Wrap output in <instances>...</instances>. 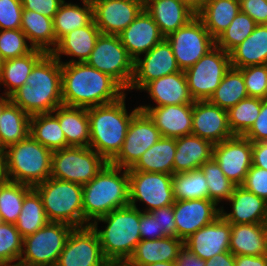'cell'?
Instances as JSON below:
<instances>
[{
	"label": "cell",
	"mask_w": 267,
	"mask_h": 266,
	"mask_svg": "<svg viewBox=\"0 0 267 266\" xmlns=\"http://www.w3.org/2000/svg\"><path fill=\"white\" fill-rule=\"evenodd\" d=\"M63 105L90 108L113 103L125 89L110 75L85 62L61 63Z\"/></svg>",
	"instance_id": "cell-1"
},
{
	"label": "cell",
	"mask_w": 267,
	"mask_h": 266,
	"mask_svg": "<svg viewBox=\"0 0 267 266\" xmlns=\"http://www.w3.org/2000/svg\"><path fill=\"white\" fill-rule=\"evenodd\" d=\"M10 100L30 116L51 113L63 105L59 60L46 53L32 68L26 83L10 96Z\"/></svg>",
	"instance_id": "cell-2"
},
{
	"label": "cell",
	"mask_w": 267,
	"mask_h": 266,
	"mask_svg": "<svg viewBox=\"0 0 267 266\" xmlns=\"http://www.w3.org/2000/svg\"><path fill=\"white\" fill-rule=\"evenodd\" d=\"M125 98L126 94L113 103L88 108L89 147L109 163L120 152L131 119L139 111L136 107L128 113Z\"/></svg>",
	"instance_id": "cell-3"
},
{
	"label": "cell",
	"mask_w": 267,
	"mask_h": 266,
	"mask_svg": "<svg viewBox=\"0 0 267 266\" xmlns=\"http://www.w3.org/2000/svg\"><path fill=\"white\" fill-rule=\"evenodd\" d=\"M140 217L141 210L127 205L90 224L96 231L103 255L110 264H125L133 255L141 241ZM98 222L106 223L105 229L99 230Z\"/></svg>",
	"instance_id": "cell-4"
},
{
	"label": "cell",
	"mask_w": 267,
	"mask_h": 266,
	"mask_svg": "<svg viewBox=\"0 0 267 266\" xmlns=\"http://www.w3.org/2000/svg\"><path fill=\"white\" fill-rule=\"evenodd\" d=\"M122 170L108 162L94 179L82 186L83 217L89 225L111 211L129 205L128 169Z\"/></svg>",
	"instance_id": "cell-5"
},
{
	"label": "cell",
	"mask_w": 267,
	"mask_h": 266,
	"mask_svg": "<svg viewBox=\"0 0 267 266\" xmlns=\"http://www.w3.org/2000/svg\"><path fill=\"white\" fill-rule=\"evenodd\" d=\"M3 152L6 180L34 187L50 178L52 151L30 134Z\"/></svg>",
	"instance_id": "cell-6"
},
{
	"label": "cell",
	"mask_w": 267,
	"mask_h": 266,
	"mask_svg": "<svg viewBox=\"0 0 267 266\" xmlns=\"http://www.w3.org/2000/svg\"><path fill=\"white\" fill-rule=\"evenodd\" d=\"M33 188L41 197L49 221L74 228L89 225L83 217L82 185L50 177Z\"/></svg>",
	"instance_id": "cell-7"
},
{
	"label": "cell",
	"mask_w": 267,
	"mask_h": 266,
	"mask_svg": "<svg viewBox=\"0 0 267 266\" xmlns=\"http://www.w3.org/2000/svg\"><path fill=\"white\" fill-rule=\"evenodd\" d=\"M73 228L65 223L49 221L35 233L24 237L22 254L15 266H55Z\"/></svg>",
	"instance_id": "cell-8"
},
{
	"label": "cell",
	"mask_w": 267,
	"mask_h": 266,
	"mask_svg": "<svg viewBox=\"0 0 267 266\" xmlns=\"http://www.w3.org/2000/svg\"><path fill=\"white\" fill-rule=\"evenodd\" d=\"M107 163L90 147L69 146L52 152L50 177L83 186L94 179Z\"/></svg>",
	"instance_id": "cell-9"
},
{
	"label": "cell",
	"mask_w": 267,
	"mask_h": 266,
	"mask_svg": "<svg viewBox=\"0 0 267 266\" xmlns=\"http://www.w3.org/2000/svg\"><path fill=\"white\" fill-rule=\"evenodd\" d=\"M85 63L110 75L128 91L133 78L134 60L122 45L119 35L100 33Z\"/></svg>",
	"instance_id": "cell-10"
},
{
	"label": "cell",
	"mask_w": 267,
	"mask_h": 266,
	"mask_svg": "<svg viewBox=\"0 0 267 266\" xmlns=\"http://www.w3.org/2000/svg\"><path fill=\"white\" fill-rule=\"evenodd\" d=\"M230 68V54L215 45L192 67L185 70L193 100H209Z\"/></svg>",
	"instance_id": "cell-11"
},
{
	"label": "cell",
	"mask_w": 267,
	"mask_h": 266,
	"mask_svg": "<svg viewBox=\"0 0 267 266\" xmlns=\"http://www.w3.org/2000/svg\"><path fill=\"white\" fill-rule=\"evenodd\" d=\"M181 71L192 67L215 46L202 20L195 16L186 25L166 37Z\"/></svg>",
	"instance_id": "cell-12"
},
{
	"label": "cell",
	"mask_w": 267,
	"mask_h": 266,
	"mask_svg": "<svg viewBox=\"0 0 267 266\" xmlns=\"http://www.w3.org/2000/svg\"><path fill=\"white\" fill-rule=\"evenodd\" d=\"M129 205L137 207L136 202H145V212L174 204L172 176L170 174L128 171Z\"/></svg>",
	"instance_id": "cell-13"
},
{
	"label": "cell",
	"mask_w": 267,
	"mask_h": 266,
	"mask_svg": "<svg viewBox=\"0 0 267 266\" xmlns=\"http://www.w3.org/2000/svg\"><path fill=\"white\" fill-rule=\"evenodd\" d=\"M91 225L73 228L55 266H109Z\"/></svg>",
	"instance_id": "cell-14"
},
{
	"label": "cell",
	"mask_w": 267,
	"mask_h": 266,
	"mask_svg": "<svg viewBox=\"0 0 267 266\" xmlns=\"http://www.w3.org/2000/svg\"><path fill=\"white\" fill-rule=\"evenodd\" d=\"M161 137L159 129L149 116L139 110L131 119L120 152L110 163L123 169H130Z\"/></svg>",
	"instance_id": "cell-15"
},
{
	"label": "cell",
	"mask_w": 267,
	"mask_h": 266,
	"mask_svg": "<svg viewBox=\"0 0 267 266\" xmlns=\"http://www.w3.org/2000/svg\"><path fill=\"white\" fill-rule=\"evenodd\" d=\"M212 158L224 175L236 186H240L252 166V142L244 136L234 135L214 144Z\"/></svg>",
	"instance_id": "cell-16"
},
{
	"label": "cell",
	"mask_w": 267,
	"mask_h": 266,
	"mask_svg": "<svg viewBox=\"0 0 267 266\" xmlns=\"http://www.w3.org/2000/svg\"><path fill=\"white\" fill-rule=\"evenodd\" d=\"M179 71L172 47L164 38L144 55V59L139 57L134 61L133 78L128 90H141L147 83Z\"/></svg>",
	"instance_id": "cell-17"
},
{
	"label": "cell",
	"mask_w": 267,
	"mask_h": 266,
	"mask_svg": "<svg viewBox=\"0 0 267 266\" xmlns=\"http://www.w3.org/2000/svg\"><path fill=\"white\" fill-rule=\"evenodd\" d=\"M93 20L102 34L119 35L144 9L141 0H91Z\"/></svg>",
	"instance_id": "cell-18"
},
{
	"label": "cell",
	"mask_w": 267,
	"mask_h": 266,
	"mask_svg": "<svg viewBox=\"0 0 267 266\" xmlns=\"http://www.w3.org/2000/svg\"><path fill=\"white\" fill-rule=\"evenodd\" d=\"M173 212L177 238L184 241L220 216L221 208L210 199L175 200Z\"/></svg>",
	"instance_id": "cell-19"
},
{
	"label": "cell",
	"mask_w": 267,
	"mask_h": 266,
	"mask_svg": "<svg viewBox=\"0 0 267 266\" xmlns=\"http://www.w3.org/2000/svg\"><path fill=\"white\" fill-rule=\"evenodd\" d=\"M200 138L220 143L234 136L228 124V113L209 100L194 101L192 133Z\"/></svg>",
	"instance_id": "cell-20"
},
{
	"label": "cell",
	"mask_w": 267,
	"mask_h": 266,
	"mask_svg": "<svg viewBox=\"0 0 267 266\" xmlns=\"http://www.w3.org/2000/svg\"><path fill=\"white\" fill-rule=\"evenodd\" d=\"M231 224L221 215L184 240V246L199 258L208 260L230 251Z\"/></svg>",
	"instance_id": "cell-21"
},
{
	"label": "cell",
	"mask_w": 267,
	"mask_h": 266,
	"mask_svg": "<svg viewBox=\"0 0 267 266\" xmlns=\"http://www.w3.org/2000/svg\"><path fill=\"white\" fill-rule=\"evenodd\" d=\"M159 129L162 137L178 138L192 133L193 104L139 106Z\"/></svg>",
	"instance_id": "cell-22"
},
{
	"label": "cell",
	"mask_w": 267,
	"mask_h": 266,
	"mask_svg": "<svg viewBox=\"0 0 267 266\" xmlns=\"http://www.w3.org/2000/svg\"><path fill=\"white\" fill-rule=\"evenodd\" d=\"M119 37L130 57L135 61L149 52L165 37L160 32L152 16L144 8L134 21L124 29Z\"/></svg>",
	"instance_id": "cell-23"
},
{
	"label": "cell",
	"mask_w": 267,
	"mask_h": 266,
	"mask_svg": "<svg viewBox=\"0 0 267 266\" xmlns=\"http://www.w3.org/2000/svg\"><path fill=\"white\" fill-rule=\"evenodd\" d=\"M228 202L232 211L227 213L221 206L220 214L230 224L267 223V202L243 186L235 187Z\"/></svg>",
	"instance_id": "cell-24"
},
{
	"label": "cell",
	"mask_w": 267,
	"mask_h": 266,
	"mask_svg": "<svg viewBox=\"0 0 267 266\" xmlns=\"http://www.w3.org/2000/svg\"><path fill=\"white\" fill-rule=\"evenodd\" d=\"M99 35L100 30L96 26L94 20H92L88 25L77 28L61 37L56 47L50 53L59 60L60 63L86 62L94 49ZM61 55H69L78 59L71 58L72 60L70 59L69 62H62Z\"/></svg>",
	"instance_id": "cell-25"
},
{
	"label": "cell",
	"mask_w": 267,
	"mask_h": 266,
	"mask_svg": "<svg viewBox=\"0 0 267 266\" xmlns=\"http://www.w3.org/2000/svg\"><path fill=\"white\" fill-rule=\"evenodd\" d=\"M147 91L157 106L193 104L184 71L166 75L147 83L141 91Z\"/></svg>",
	"instance_id": "cell-26"
},
{
	"label": "cell",
	"mask_w": 267,
	"mask_h": 266,
	"mask_svg": "<svg viewBox=\"0 0 267 266\" xmlns=\"http://www.w3.org/2000/svg\"><path fill=\"white\" fill-rule=\"evenodd\" d=\"M213 147L211 141L193 134L176 138L173 174L200 169L203 163L212 159Z\"/></svg>",
	"instance_id": "cell-27"
},
{
	"label": "cell",
	"mask_w": 267,
	"mask_h": 266,
	"mask_svg": "<svg viewBox=\"0 0 267 266\" xmlns=\"http://www.w3.org/2000/svg\"><path fill=\"white\" fill-rule=\"evenodd\" d=\"M144 8L165 38L196 16L182 0H148Z\"/></svg>",
	"instance_id": "cell-28"
},
{
	"label": "cell",
	"mask_w": 267,
	"mask_h": 266,
	"mask_svg": "<svg viewBox=\"0 0 267 266\" xmlns=\"http://www.w3.org/2000/svg\"><path fill=\"white\" fill-rule=\"evenodd\" d=\"M184 241L177 237L141 240L126 266H146L157 262H175Z\"/></svg>",
	"instance_id": "cell-29"
},
{
	"label": "cell",
	"mask_w": 267,
	"mask_h": 266,
	"mask_svg": "<svg viewBox=\"0 0 267 266\" xmlns=\"http://www.w3.org/2000/svg\"><path fill=\"white\" fill-rule=\"evenodd\" d=\"M229 247L235 256L267 255V223L231 224Z\"/></svg>",
	"instance_id": "cell-30"
},
{
	"label": "cell",
	"mask_w": 267,
	"mask_h": 266,
	"mask_svg": "<svg viewBox=\"0 0 267 266\" xmlns=\"http://www.w3.org/2000/svg\"><path fill=\"white\" fill-rule=\"evenodd\" d=\"M52 113L59 120L68 146L89 147L88 108L60 105Z\"/></svg>",
	"instance_id": "cell-31"
},
{
	"label": "cell",
	"mask_w": 267,
	"mask_h": 266,
	"mask_svg": "<svg viewBox=\"0 0 267 266\" xmlns=\"http://www.w3.org/2000/svg\"><path fill=\"white\" fill-rule=\"evenodd\" d=\"M229 54L231 67L237 69L267 64V24L257 25Z\"/></svg>",
	"instance_id": "cell-32"
},
{
	"label": "cell",
	"mask_w": 267,
	"mask_h": 266,
	"mask_svg": "<svg viewBox=\"0 0 267 266\" xmlns=\"http://www.w3.org/2000/svg\"><path fill=\"white\" fill-rule=\"evenodd\" d=\"M176 138L161 137L147 149L128 171H145L173 175Z\"/></svg>",
	"instance_id": "cell-33"
},
{
	"label": "cell",
	"mask_w": 267,
	"mask_h": 266,
	"mask_svg": "<svg viewBox=\"0 0 267 266\" xmlns=\"http://www.w3.org/2000/svg\"><path fill=\"white\" fill-rule=\"evenodd\" d=\"M45 54V51L34 48L29 54L3 61L0 67V84L6 87L3 95L10 97L23 86L34 65Z\"/></svg>",
	"instance_id": "cell-34"
},
{
	"label": "cell",
	"mask_w": 267,
	"mask_h": 266,
	"mask_svg": "<svg viewBox=\"0 0 267 266\" xmlns=\"http://www.w3.org/2000/svg\"><path fill=\"white\" fill-rule=\"evenodd\" d=\"M20 29L35 49L50 53L57 45L52 18L23 9Z\"/></svg>",
	"instance_id": "cell-35"
},
{
	"label": "cell",
	"mask_w": 267,
	"mask_h": 266,
	"mask_svg": "<svg viewBox=\"0 0 267 266\" xmlns=\"http://www.w3.org/2000/svg\"><path fill=\"white\" fill-rule=\"evenodd\" d=\"M30 115L10 101L0 116V150L24 140L29 135Z\"/></svg>",
	"instance_id": "cell-36"
},
{
	"label": "cell",
	"mask_w": 267,
	"mask_h": 266,
	"mask_svg": "<svg viewBox=\"0 0 267 266\" xmlns=\"http://www.w3.org/2000/svg\"><path fill=\"white\" fill-rule=\"evenodd\" d=\"M240 11L239 0H209L197 15L209 34L216 39Z\"/></svg>",
	"instance_id": "cell-37"
},
{
	"label": "cell",
	"mask_w": 267,
	"mask_h": 266,
	"mask_svg": "<svg viewBox=\"0 0 267 266\" xmlns=\"http://www.w3.org/2000/svg\"><path fill=\"white\" fill-rule=\"evenodd\" d=\"M83 6L65 2L60 4L54 15L53 24L56 40L67 33L88 25L93 20V5L91 0H82Z\"/></svg>",
	"instance_id": "cell-38"
},
{
	"label": "cell",
	"mask_w": 267,
	"mask_h": 266,
	"mask_svg": "<svg viewBox=\"0 0 267 266\" xmlns=\"http://www.w3.org/2000/svg\"><path fill=\"white\" fill-rule=\"evenodd\" d=\"M29 134L52 152L69 147L59 120L52 112L31 115Z\"/></svg>",
	"instance_id": "cell-39"
},
{
	"label": "cell",
	"mask_w": 267,
	"mask_h": 266,
	"mask_svg": "<svg viewBox=\"0 0 267 266\" xmlns=\"http://www.w3.org/2000/svg\"><path fill=\"white\" fill-rule=\"evenodd\" d=\"M249 97L244 77L240 69L231 67L225 74L209 101L218 107L229 110L239 101Z\"/></svg>",
	"instance_id": "cell-40"
},
{
	"label": "cell",
	"mask_w": 267,
	"mask_h": 266,
	"mask_svg": "<svg viewBox=\"0 0 267 266\" xmlns=\"http://www.w3.org/2000/svg\"><path fill=\"white\" fill-rule=\"evenodd\" d=\"M49 222L41 197L32 188L24 197L22 210L15 223L16 229L24 238L44 227Z\"/></svg>",
	"instance_id": "cell-41"
},
{
	"label": "cell",
	"mask_w": 267,
	"mask_h": 266,
	"mask_svg": "<svg viewBox=\"0 0 267 266\" xmlns=\"http://www.w3.org/2000/svg\"><path fill=\"white\" fill-rule=\"evenodd\" d=\"M32 188L9 180L0 183V216L3 223L15 224L17 222L24 197Z\"/></svg>",
	"instance_id": "cell-42"
},
{
	"label": "cell",
	"mask_w": 267,
	"mask_h": 266,
	"mask_svg": "<svg viewBox=\"0 0 267 266\" xmlns=\"http://www.w3.org/2000/svg\"><path fill=\"white\" fill-rule=\"evenodd\" d=\"M172 186L175 200L209 199L207 180L201 169L173 174Z\"/></svg>",
	"instance_id": "cell-43"
},
{
	"label": "cell",
	"mask_w": 267,
	"mask_h": 266,
	"mask_svg": "<svg viewBox=\"0 0 267 266\" xmlns=\"http://www.w3.org/2000/svg\"><path fill=\"white\" fill-rule=\"evenodd\" d=\"M261 110V98L247 97L230 108L228 124L233 135L243 136L256 121Z\"/></svg>",
	"instance_id": "cell-44"
},
{
	"label": "cell",
	"mask_w": 267,
	"mask_h": 266,
	"mask_svg": "<svg viewBox=\"0 0 267 266\" xmlns=\"http://www.w3.org/2000/svg\"><path fill=\"white\" fill-rule=\"evenodd\" d=\"M207 180L209 199L217 206L222 201H228L233 194L236 185L229 180L221 167L212 158L200 166Z\"/></svg>",
	"instance_id": "cell-45"
},
{
	"label": "cell",
	"mask_w": 267,
	"mask_h": 266,
	"mask_svg": "<svg viewBox=\"0 0 267 266\" xmlns=\"http://www.w3.org/2000/svg\"><path fill=\"white\" fill-rule=\"evenodd\" d=\"M257 25L249 15L239 11L228 28L215 39V45L230 53L255 30Z\"/></svg>",
	"instance_id": "cell-46"
},
{
	"label": "cell",
	"mask_w": 267,
	"mask_h": 266,
	"mask_svg": "<svg viewBox=\"0 0 267 266\" xmlns=\"http://www.w3.org/2000/svg\"><path fill=\"white\" fill-rule=\"evenodd\" d=\"M23 250V237L15 224L0 223V266H15Z\"/></svg>",
	"instance_id": "cell-47"
},
{
	"label": "cell",
	"mask_w": 267,
	"mask_h": 266,
	"mask_svg": "<svg viewBox=\"0 0 267 266\" xmlns=\"http://www.w3.org/2000/svg\"><path fill=\"white\" fill-rule=\"evenodd\" d=\"M21 29L0 30V56L3 61L29 54L34 47L29 45Z\"/></svg>",
	"instance_id": "cell-48"
},
{
	"label": "cell",
	"mask_w": 267,
	"mask_h": 266,
	"mask_svg": "<svg viewBox=\"0 0 267 266\" xmlns=\"http://www.w3.org/2000/svg\"><path fill=\"white\" fill-rule=\"evenodd\" d=\"M249 97L267 99V64L240 68Z\"/></svg>",
	"instance_id": "cell-49"
},
{
	"label": "cell",
	"mask_w": 267,
	"mask_h": 266,
	"mask_svg": "<svg viewBox=\"0 0 267 266\" xmlns=\"http://www.w3.org/2000/svg\"><path fill=\"white\" fill-rule=\"evenodd\" d=\"M22 13L21 0H0V30L20 29Z\"/></svg>",
	"instance_id": "cell-50"
},
{
	"label": "cell",
	"mask_w": 267,
	"mask_h": 266,
	"mask_svg": "<svg viewBox=\"0 0 267 266\" xmlns=\"http://www.w3.org/2000/svg\"><path fill=\"white\" fill-rule=\"evenodd\" d=\"M267 202V170L251 166L244 183L241 185Z\"/></svg>",
	"instance_id": "cell-51"
},
{
	"label": "cell",
	"mask_w": 267,
	"mask_h": 266,
	"mask_svg": "<svg viewBox=\"0 0 267 266\" xmlns=\"http://www.w3.org/2000/svg\"><path fill=\"white\" fill-rule=\"evenodd\" d=\"M251 142L267 141V99H261V110L251 128L243 135Z\"/></svg>",
	"instance_id": "cell-52"
},
{
	"label": "cell",
	"mask_w": 267,
	"mask_h": 266,
	"mask_svg": "<svg viewBox=\"0 0 267 266\" xmlns=\"http://www.w3.org/2000/svg\"><path fill=\"white\" fill-rule=\"evenodd\" d=\"M163 230L165 237H177L173 205L154 209L150 212Z\"/></svg>",
	"instance_id": "cell-53"
},
{
	"label": "cell",
	"mask_w": 267,
	"mask_h": 266,
	"mask_svg": "<svg viewBox=\"0 0 267 266\" xmlns=\"http://www.w3.org/2000/svg\"><path fill=\"white\" fill-rule=\"evenodd\" d=\"M139 226L141 240H157L165 237L158 221L150 212L141 211Z\"/></svg>",
	"instance_id": "cell-54"
},
{
	"label": "cell",
	"mask_w": 267,
	"mask_h": 266,
	"mask_svg": "<svg viewBox=\"0 0 267 266\" xmlns=\"http://www.w3.org/2000/svg\"><path fill=\"white\" fill-rule=\"evenodd\" d=\"M240 11L249 15L258 25L267 24V0H239Z\"/></svg>",
	"instance_id": "cell-55"
},
{
	"label": "cell",
	"mask_w": 267,
	"mask_h": 266,
	"mask_svg": "<svg viewBox=\"0 0 267 266\" xmlns=\"http://www.w3.org/2000/svg\"><path fill=\"white\" fill-rule=\"evenodd\" d=\"M64 0H21L24 10L35 11L49 18H54Z\"/></svg>",
	"instance_id": "cell-56"
},
{
	"label": "cell",
	"mask_w": 267,
	"mask_h": 266,
	"mask_svg": "<svg viewBox=\"0 0 267 266\" xmlns=\"http://www.w3.org/2000/svg\"><path fill=\"white\" fill-rule=\"evenodd\" d=\"M175 264L176 266H206V260L199 258L183 245L179 250Z\"/></svg>",
	"instance_id": "cell-57"
},
{
	"label": "cell",
	"mask_w": 267,
	"mask_h": 266,
	"mask_svg": "<svg viewBox=\"0 0 267 266\" xmlns=\"http://www.w3.org/2000/svg\"><path fill=\"white\" fill-rule=\"evenodd\" d=\"M252 165L267 170V141L252 142Z\"/></svg>",
	"instance_id": "cell-58"
},
{
	"label": "cell",
	"mask_w": 267,
	"mask_h": 266,
	"mask_svg": "<svg viewBox=\"0 0 267 266\" xmlns=\"http://www.w3.org/2000/svg\"><path fill=\"white\" fill-rule=\"evenodd\" d=\"M235 266H267V255H259V256L238 255V256H235Z\"/></svg>",
	"instance_id": "cell-59"
},
{
	"label": "cell",
	"mask_w": 267,
	"mask_h": 266,
	"mask_svg": "<svg viewBox=\"0 0 267 266\" xmlns=\"http://www.w3.org/2000/svg\"><path fill=\"white\" fill-rule=\"evenodd\" d=\"M206 266H235V255L230 251L217 254L206 260Z\"/></svg>",
	"instance_id": "cell-60"
},
{
	"label": "cell",
	"mask_w": 267,
	"mask_h": 266,
	"mask_svg": "<svg viewBox=\"0 0 267 266\" xmlns=\"http://www.w3.org/2000/svg\"><path fill=\"white\" fill-rule=\"evenodd\" d=\"M185 5L197 16L209 0H182Z\"/></svg>",
	"instance_id": "cell-61"
},
{
	"label": "cell",
	"mask_w": 267,
	"mask_h": 266,
	"mask_svg": "<svg viewBox=\"0 0 267 266\" xmlns=\"http://www.w3.org/2000/svg\"><path fill=\"white\" fill-rule=\"evenodd\" d=\"M6 180L5 175V163H4V152L0 150V183Z\"/></svg>",
	"instance_id": "cell-62"
},
{
	"label": "cell",
	"mask_w": 267,
	"mask_h": 266,
	"mask_svg": "<svg viewBox=\"0 0 267 266\" xmlns=\"http://www.w3.org/2000/svg\"><path fill=\"white\" fill-rule=\"evenodd\" d=\"M10 101H11V100H10V97H9V96H6V95H4V97H3V95L0 96V116H1V113H2V111H3V108H4Z\"/></svg>",
	"instance_id": "cell-63"
},
{
	"label": "cell",
	"mask_w": 267,
	"mask_h": 266,
	"mask_svg": "<svg viewBox=\"0 0 267 266\" xmlns=\"http://www.w3.org/2000/svg\"><path fill=\"white\" fill-rule=\"evenodd\" d=\"M146 266H176L175 262H157Z\"/></svg>",
	"instance_id": "cell-64"
},
{
	"label": "cell",
	"mask_w": 267,
	"mask_h": 266,
	"mask_svg": "<svg viewBox=\"0 0 267 266\" xmlns=\"http://www.w3.org/2000/svg\"><path fill=\"white\" fill-rule=\"evenodd\" d=\"M109 266H126L125 264H110Z\"/></svg>",
	"instance_id": "cell-65"
},
{
	"label": "cell",
	"mask_w": 267,
	"mask_h": 266,
	"mask_svg": "<svg viewBox=\"0 0 267 266\" xmlns=\"http://www.w3.org/2000/svg\"><path fill=\"white\" fill-rule=\"evenodd\" d=\"M2 62H3V60H2V58H1V56H0V67H1Z\"/></svg>",
	"instance_id": "cell-66"
},
{
	"label": "cell",
	"mask_w": 267,
	"mask_h": 266,
	"mask_svg": "<svg viewBox=\"0 0 267 266\" xmlns=\"http://www.w3.org/2000/svg\"><path fill=\"white\" fill-rule=\"evenodd\" d=\"M144 4L148 1V0H141Z\"/></svg>",
	"instance_id": "cell-67"
}]
</instances>
